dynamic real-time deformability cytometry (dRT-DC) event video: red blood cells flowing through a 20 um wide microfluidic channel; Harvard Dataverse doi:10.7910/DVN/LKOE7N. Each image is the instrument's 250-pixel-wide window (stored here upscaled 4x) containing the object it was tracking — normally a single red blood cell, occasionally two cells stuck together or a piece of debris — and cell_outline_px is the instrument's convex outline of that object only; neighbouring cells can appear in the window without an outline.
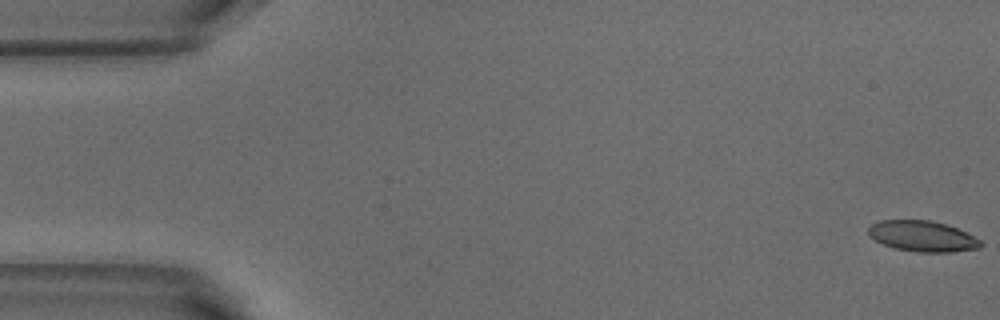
{"species": "common noctule bat (a hibernating species)", "species_latin": "Nyctalus noctula", "temperature_condition": "warm", "stored_images_in_passage": 15, "camera_frame_rate_fps": 3000, "um_per_image_px": 0.085, "animal": {"sex": "male", "body_mass_g": 18.8}, "frame": {"image": 1, "passage_image": 1, "time_ms": 0.0, "image_size_px": [1000, 320], "cell_outline_px": [[984, 244], [980, 248], [952, 252], [916, 252], [892, 248], [868, 236], [868, 228], [872, 224], [880, 220], [932, 220], [948, 224], [980, 240]], "centroid_in_image_um": [78.4, 20.08], "position_along_channel_um": 6.6, "area_um2": 20.23}}